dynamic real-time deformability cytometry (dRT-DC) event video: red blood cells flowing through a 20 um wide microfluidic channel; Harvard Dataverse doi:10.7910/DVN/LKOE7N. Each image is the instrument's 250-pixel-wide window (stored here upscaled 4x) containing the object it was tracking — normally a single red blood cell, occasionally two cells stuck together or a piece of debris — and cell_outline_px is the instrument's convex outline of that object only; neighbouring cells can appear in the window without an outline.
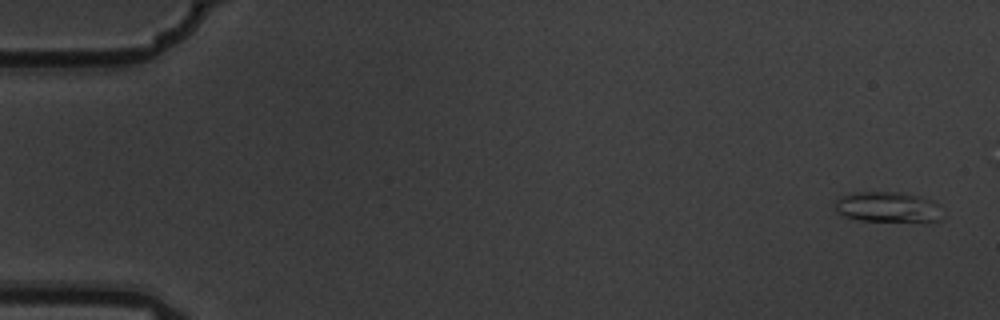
{"species": "common noctule bat (a hibernating species)", "species_latin": "Nyctalus noctula", "temperature_condition": "warm", "stored_images_in_passage": 6, "camera_frame_rate_fps": 3000, "um_per_image_px": 0.085, "animal": {"sex": "male", "body_mass_g": 19.5, "forearm_length_mm": 54.6}, "frame": {"image": 1, "passage_image": 1, "time_ms": 0.0, "image_size_px": [1000, 320], "cell_outline_px": [[940, 220], [928, 224], [860, 220], [844, 216], [836, 212], [836, 200], [852, 192], [900, 192], [920, 196], [936, 200]], "centroid_in_image_um": [75.52, 17.64], "position_along_channel_um": 9.5, "area_um2": 19.65}}